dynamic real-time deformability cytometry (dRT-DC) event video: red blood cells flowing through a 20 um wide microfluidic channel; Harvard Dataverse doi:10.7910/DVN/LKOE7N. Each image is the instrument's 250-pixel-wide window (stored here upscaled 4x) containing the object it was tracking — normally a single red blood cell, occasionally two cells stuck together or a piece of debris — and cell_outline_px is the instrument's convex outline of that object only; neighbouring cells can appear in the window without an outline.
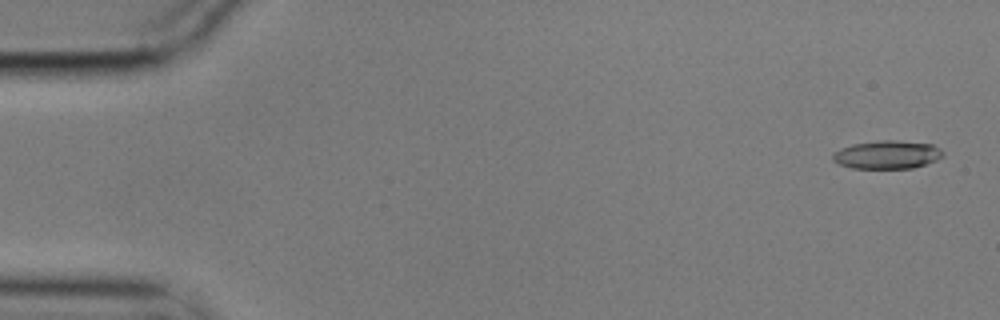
{"species": "common noctule bat (a hibernating species)", "species_latin": "Nyctalus noctula", "temperature_condition": "cold", "stored_images_in_passage": 56, "camera_frame_rate_fps": 3000, "um_per_image_px": 0.085, "animal": {"sex": "male", "body_mass_g": 17.9}, "frame": {"image": 1, "passage_image": 2, "time_ms": 0.333, "image_size_px": [1000, 320], "cell_outline_px": [[944, 156], [936, 160], [912, 168], [852, 168], [840, 164], [832, 160], [832, 156], [840, 148], [852, 144], [880, 140], [896, 140], [932, 144], [940, 148], [944, 152]], "centroid_in_image_um": [75.42, 13.14], "position_along_channel_um": 9.6, "area_um2": 18.09}}
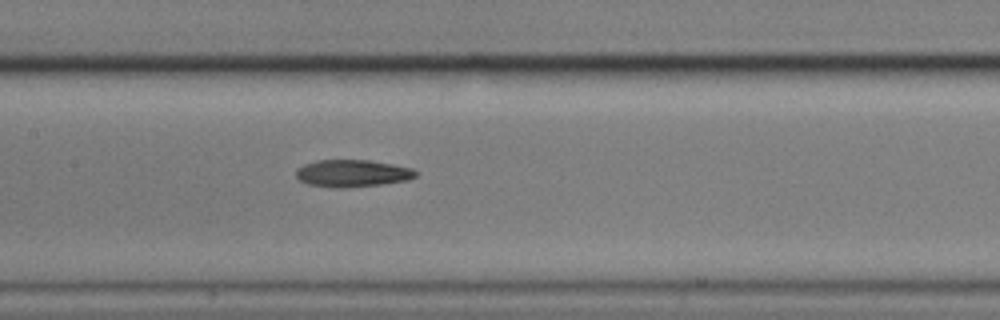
{"frame": {"image": 2, "passage_image": 27, "time_ms": 8.667, "image_size_px": [1000, 320], "cell_outline_px": [[416, 176], [408, 180], [380, 184], [344, 188], [332, 188], [308, 184], [300, 180], [296, 176], [296, 168], [304, 164], [316, 160], [368, 160], [392, 164], [412, 168], [416, 172]], "centroid_in_image_um": [29.91, 14.73], "position_along_channel_um": 177.5, "area_um2": 18.96}}
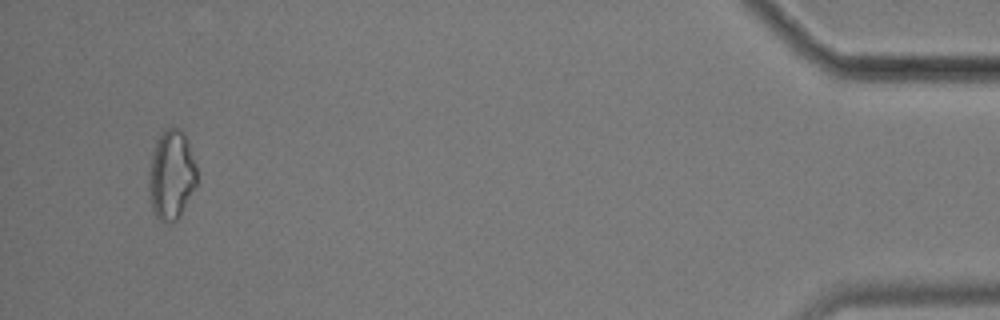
{"frame": {"image": 3, "passage_image": 54, "time_ms": 17.667, "image_size_px": [1000, 320], "cell_outline_px": [[196, 184], [180, 216], [172, 224], [160, 220], [156, 216], [152, 208], [148, 184], [148, 176], [152, 156], [156, 140], [164, 128], [180, 128], [184, 132], [196, 164]], "centroid_in_image_um": [14.56, 14.86], "position_along_channel_um": 420.6, "area_um2": 24.97}, "authors_computed_cell_mechanics": {"area_um2": 18.9584, "velocity_mm_per_s": 3.5375, "shape_relaxation_time_tau1_ms": 8.3283, "shape_relaxation_time_tau2_ms": 6.245, "deformation_change_tau1": 0.186, "deformation_change_tau2": 0.165}}